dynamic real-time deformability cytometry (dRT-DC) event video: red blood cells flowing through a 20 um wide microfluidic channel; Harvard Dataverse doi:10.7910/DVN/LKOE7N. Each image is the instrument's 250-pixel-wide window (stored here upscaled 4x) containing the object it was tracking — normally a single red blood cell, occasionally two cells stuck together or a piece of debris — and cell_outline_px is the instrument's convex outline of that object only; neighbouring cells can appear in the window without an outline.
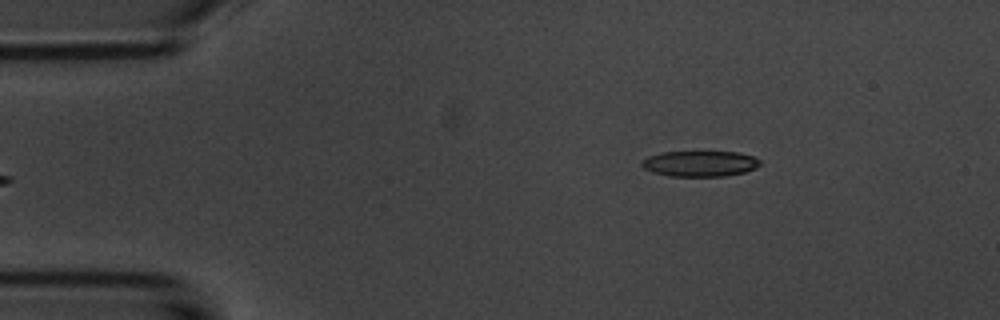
{"species": "common noctule bat (a hibernating species)", "species_latin": "Nyctalus noctula", "temperature_condition": "room temperature", "stored_images_in_passage": 2, "camera_frame_rate_fps": 3000, "um_per_image_px": 0.085, "animal": {"sex": "male", "body_mass_g": 20.1, "forearm_length_mm": 53.5}, "frame": {"image": 1, "passage_image": 2, "time_ms": 1.333, "image_size_px": [1000, 320], "cell_outline_px": [[760, 164], [756, 168], [744, 172], [724, 176], [668, 176], [652, 172], [644, 168], [640, 164], [640, 160], [648, 156], [660, 152], [736, 152], [752, 156], [760, 160]], "centroid_in_image_um": [59.44, 13.91], "position_along_channel_um": 25.6, "area_um2": 17.74}}